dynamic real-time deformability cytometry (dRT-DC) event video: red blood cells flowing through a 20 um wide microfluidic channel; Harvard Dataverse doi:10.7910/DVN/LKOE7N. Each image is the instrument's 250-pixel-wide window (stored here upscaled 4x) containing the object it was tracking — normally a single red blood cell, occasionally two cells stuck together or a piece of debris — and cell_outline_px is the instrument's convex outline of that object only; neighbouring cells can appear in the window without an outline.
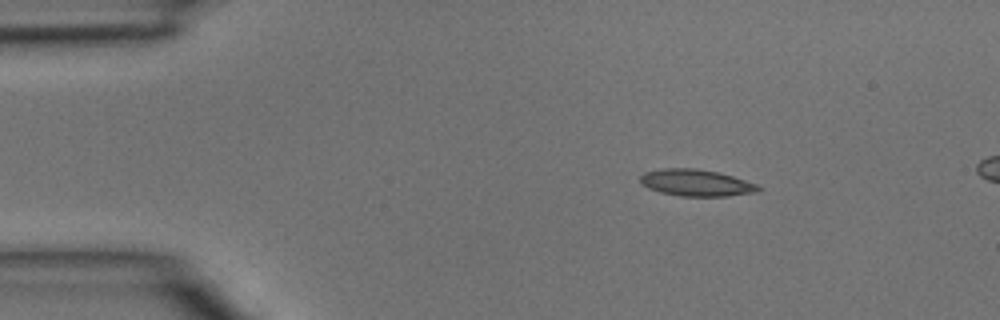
{"species": "common noctule bat (a hibernating species)", "species_latin": "Nyctalus noctula", "temperature_condition": "room temperature", "stored_images_in_passage": 2, "camera_frame_rate_fps": 3000, "um_per_image_px": 0.085, "animal": {"sex": "male", "body_mass_g": 15.6}, "frame": {"image": 1, "passage_image": 1, "time_ms": 0.0, "image_size_px": [1000, 320], "cell_outline_px": [[764, 188], [760, 192], [728, 196], [680, 196], [660, 192], [648, 188], [640, 184], [640, 176], [644, 172], [664, 168], [696, 168], [720, 172], [756, 184]], "centroid_in_image_um": [59.19, 15.54], "position_along_channel_um": 25.8, "area_um2": 18.61}}